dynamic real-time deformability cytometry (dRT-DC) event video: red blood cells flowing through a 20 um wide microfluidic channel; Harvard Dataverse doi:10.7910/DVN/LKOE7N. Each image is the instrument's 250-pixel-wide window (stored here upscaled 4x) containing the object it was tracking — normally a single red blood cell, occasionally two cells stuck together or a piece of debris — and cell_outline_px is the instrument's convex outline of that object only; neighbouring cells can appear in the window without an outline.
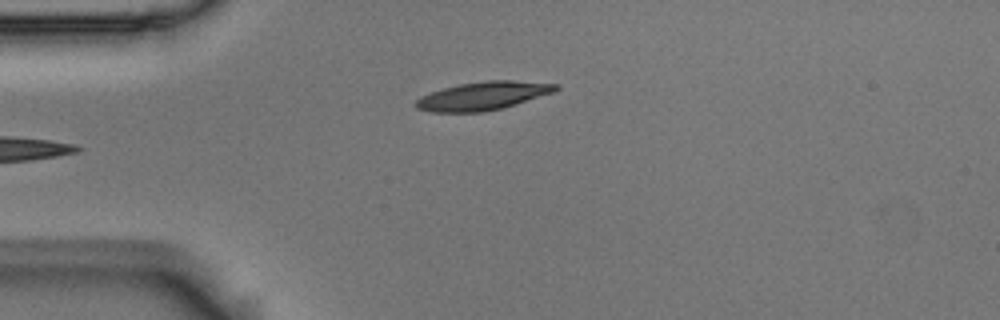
{"species": "Egyptian fruit bat (a non-hibernating species)", "species_latin": "Rousettus aegyptiacus", "temperature_condition": "room temperature", "stored_images_in_passage": 5, "camera_frame_rate_fps": 3000, "um_per_image_px": 0.085, "animal": {"sex": "male"}, "frame": {"image": 1, "passage_image": 5, "time_ms": 1.333, "image_size_px": [1000, 320], "cell_outline_px": [[560, 88], [552, 92], [516, 104], [484, 112], [432, 112], [416, 108], [412, 104], [420, 96], [444, 88], [460, 84], [488, 80], [512, 80], [560, 84]], "centroid_in_image_um": [41.03, 8.15], "position_along_channel_um": 44.0, "area_um2": 22.95}}